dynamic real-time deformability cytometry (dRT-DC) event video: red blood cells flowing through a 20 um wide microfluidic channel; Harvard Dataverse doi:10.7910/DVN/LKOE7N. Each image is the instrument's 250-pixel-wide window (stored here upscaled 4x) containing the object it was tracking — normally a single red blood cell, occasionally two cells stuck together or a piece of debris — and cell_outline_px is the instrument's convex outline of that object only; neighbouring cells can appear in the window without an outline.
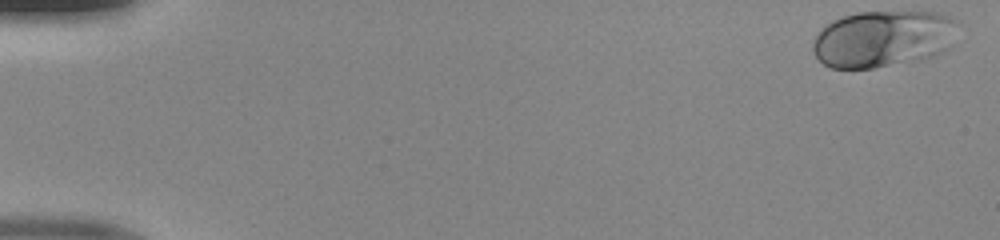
{"species": "human", "species_latin": "Homo sapiens", "temperature_condition": "room temperature", "stored_images_in_passage": 49, "camera_frame_rate_fps": 3000, "um_per_image_px": 0.085, "donor": {"sex": "male"}, "frame": {"image": 1, "passage_image": 1, "time_ms": 0.0, "image_size_px": [1000, 240], "cell_outline_px": [[956, 24], [948, 48], [936, 56], [924, 60], [872, 68], [828, 68], [812, 52], [812, 40], [824, 24], [832, 20], [856, 12], [940, 12], [956, 20]], "centroid_in_image_um": [75.01, 3.3], "position_along_channel_um": 10.0, "area_um2": 48.26}}
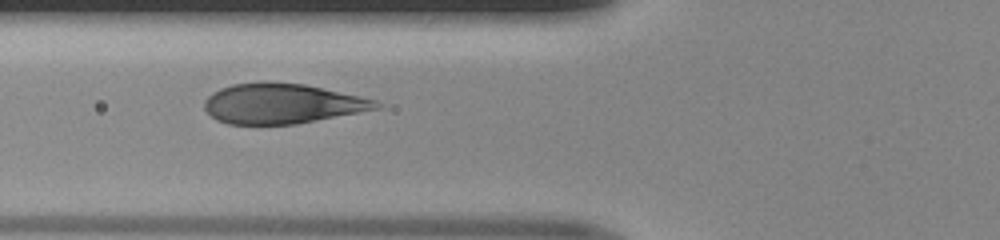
{"frame": {"image": 2, "passage_image": 19, "time_ms": 6.0, "image_size_px": [1000, 240], "cell_outline_px": [[384, 108], [296, 124], [228, 124], [216, 120], [204, 108], [204, 100], [212, 92], [220, 88], [232, 84], [260, 80], [304, 84], [360, 96], [376, 100], [384, 104]], "centroid_in_image_um": [23.99, 8.79], "position_along_channel_um": 101.8, "area_um2": 40.63}}
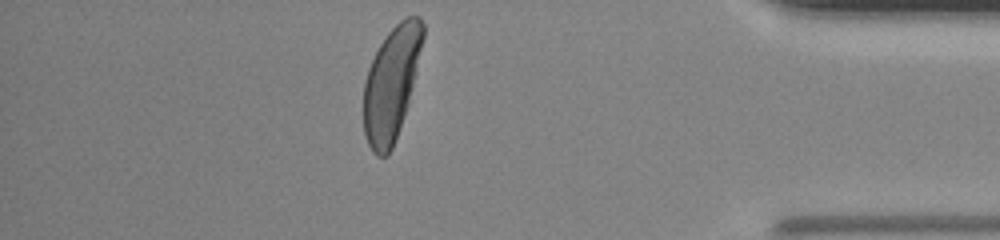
{"frame": {"image": 3, "passage_image": 43, "time_ms": 14.0, "image_size_px": [1000, 240], "cell_outline_px": [[424, 36], [416, 72], [412, 88], [392, 148], [388, 156], [376, 156], [372, 152], [368, 144], [364, 132], [364, 80], [368, 68], [380, 44], [388, 32], [404, 16], [420, 16], [424, 24]], "centroid_in_image_um": [33.26, 7.06], "position_along_channel_um": 401.9, "area_um2": 38.73}}